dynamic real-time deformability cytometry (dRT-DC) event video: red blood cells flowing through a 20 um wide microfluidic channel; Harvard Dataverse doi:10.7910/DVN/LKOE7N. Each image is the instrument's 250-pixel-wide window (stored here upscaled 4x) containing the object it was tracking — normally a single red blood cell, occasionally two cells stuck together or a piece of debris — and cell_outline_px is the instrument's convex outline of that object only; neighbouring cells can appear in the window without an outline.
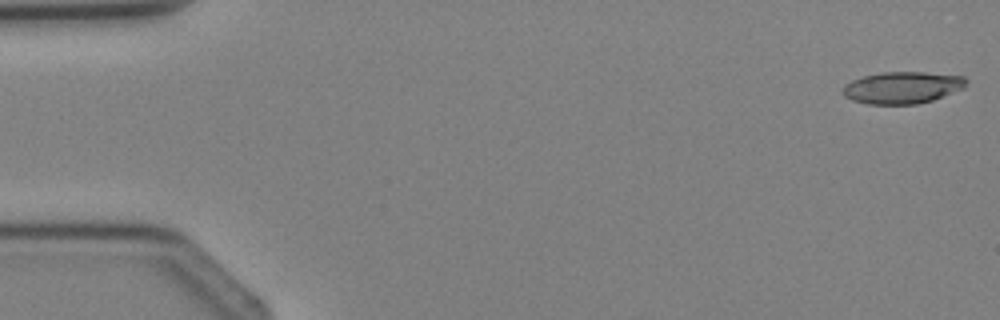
{"species": "Egyptian fruit bat (a non-hibernating species)", "species_latin": "Rousettus aegyptiacus", "temperature_condition": "cold", "stored_images_in_passage": 4, "camera_frame_rate_fps": 3000, "um_per_image_px": 0.085, "animal": {"sex": "female"}, "frame": {"image": 1, "passage_image": 1, "time_ms": 0.0, "image_size_px": [1000, 320], "cell_outline_px": [[968, 80], [964, 88], [932, 100], [916, 104], [868, 104], [852, 100], [844, 96], [840, 92], [844, 84], [852, 80], [864, 76], [880, 72], [924, 72], [964, 76]], "centroid_in_image_um": [76.67, 7.44], "position_along_channel_um": 8.3, "area_um2": 23.06}}
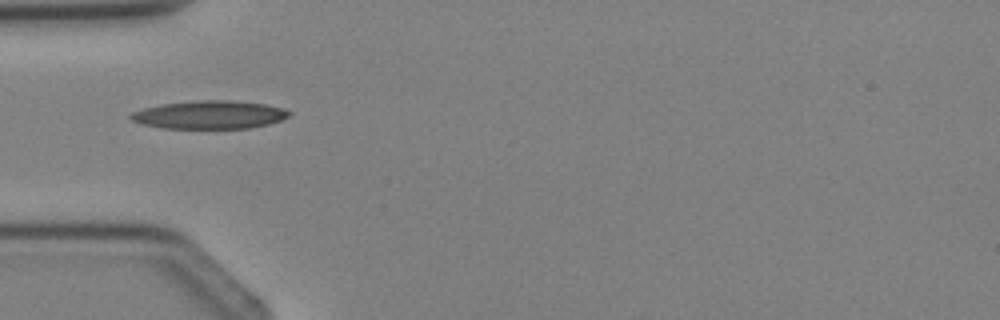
{"frame": {"image": 2, "passage_image": 4, "time_ms": 3.667, "image_size_px": [1000, 320], "cell_outline_px": [[292, 112], [288, 116], [280, 120], [268, 124], [248, 128], [160, 128], [140, 124], [132, 120], [128, 116], [132, 112], [144, 108], [160, 104], [196, 100], [232, 100], [264, 104], [280, 108]], "centroid_in_image_um": [17.75, 9.75], "position_along_channel_um": 67.3, "area_um2": 25.95}}